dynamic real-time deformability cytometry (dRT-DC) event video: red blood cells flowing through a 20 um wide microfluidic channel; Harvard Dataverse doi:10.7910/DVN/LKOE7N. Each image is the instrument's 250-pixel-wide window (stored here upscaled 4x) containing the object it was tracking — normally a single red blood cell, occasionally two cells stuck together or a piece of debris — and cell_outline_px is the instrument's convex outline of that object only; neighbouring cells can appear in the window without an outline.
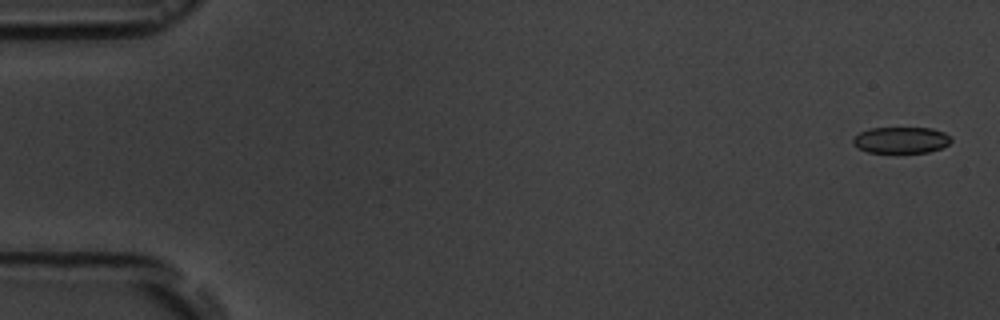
{"species": "common noctule bat (a hibernating species)", "species_latin": "Nyctalus noctula", "temperature_condition": "room temperature", "stored_images_in_passage": 11, "camera_frame_rate_fps": 3000, "um_per_image_px": 0.085, "animal": {"sex": "male", "body_mass_g": 19.5, "forearm_length_mm": 54.6}, "frame": {"image": 1, "passage_image": 1, "time_ms": 0.0, "image_size_px": [1000, 320], "cell_outline_px": [[952, 140], [948, 144], [940, 148], [928, 152], [868, 152], [856, 148], [852, 140], [860, 132], [868, 128], [932, 128], [944, 132]], "centroid_in_image_um": [76.57, 11.9], "position_along_channel_um": 8.4, "area_um2": 14.91}}
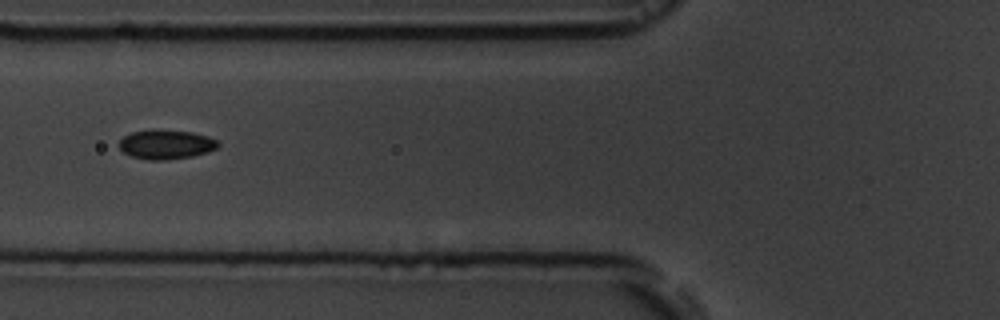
{"frame": {"image": 2, "passage_image": 6, "time_ms": 6.667, "image_size_px": [1000, 320], "cell_outline_px": [[220, 144], [216, 148], [208, 152], [192, 156], [164, 160], [148, 160], [132, 156], [124, 152], [116, 144], [124, 136], [132, 132], [192, 132], [208, 136], [216, 140]], "centroid_in_image_um": [14.12, 12.32], "position_along_channel_um": 111.7, "area_um2": 16.24}}
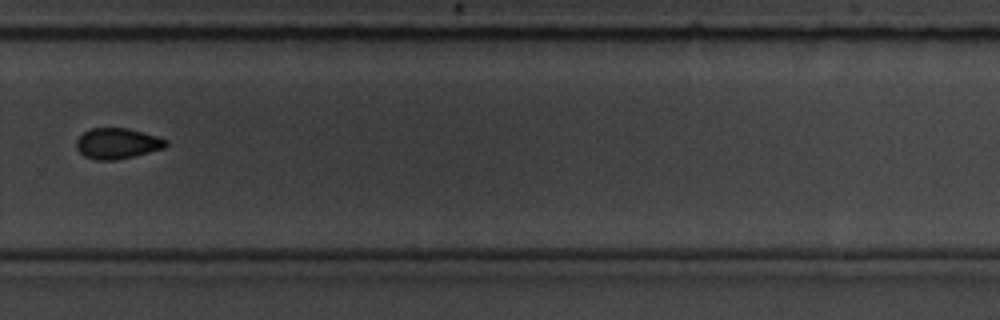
{"frame": {"image": 3, "passage_image": 11, "time_ms": 12.333, "image_size_px": [1000, 320], "cell_outline_px": [[168, 144], [164, 148], [116, 160], [96, 160], [84, 156], [76, 148], [76, 140], [84, 132], [92, 128], [128, 128], [156, 136], [168, 140]], "centroid_in_image_um": [9.96, 12.19], "position_along_channel_um": 319.8, "area_um2": 15.9}}